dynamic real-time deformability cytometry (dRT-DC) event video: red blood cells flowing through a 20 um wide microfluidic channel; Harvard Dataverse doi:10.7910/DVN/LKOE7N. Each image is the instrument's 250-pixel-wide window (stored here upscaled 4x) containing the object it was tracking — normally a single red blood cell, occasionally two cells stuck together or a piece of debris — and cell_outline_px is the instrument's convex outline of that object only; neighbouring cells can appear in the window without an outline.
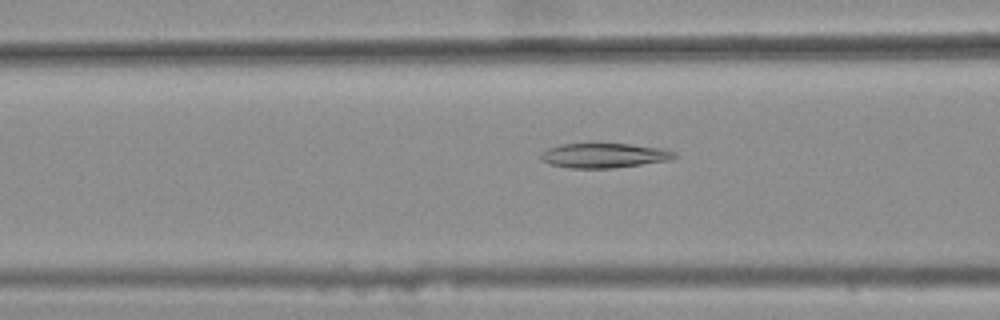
{"species": "common noctule bat (a hibernating species)", "species_latin": "Nyctalus noctula", "temperature_condition": "warm", "stored_images_in_passage": 36, "camera_frame_rate_fps": 3000, "um_per_image_px": 0.085, "animal": {"sex": "female", "body_mass_g": 25.1}, "frame": {"image": 1, "passage_image": 8, "time_ms": 2.333, "image_size_px": [1000, 320], "cell_outline_px": [[676, 156], [668, 160], [612, 168], [568, 168], [548, 164], [540, 156], [540, 152], [548, 148], [560, 144], [592, 140], [632, 144], [660, 148], [676, 152]], "centroid_in_image_um": [51.26, 13.16], "position_along_channel_um": 115.3, "area_um2": 20.06}}
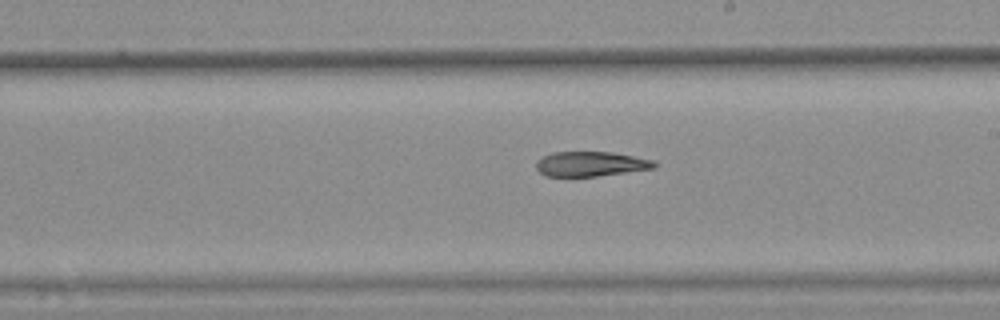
{"frame": {"image": 2, "passage_image": 18, "time_ms": 5.667, "image_size_px": [1000, 320], "cell_outline_px": [[656, 168], [596, 176], [544, 176], [536, 168], [536, 160], [552, 152], [612, 152], [656, 160]], "centroid_in_image_um": [50.22, 13.93], "position_along_channel_um": 238.8, "area_um2": 17.11}}
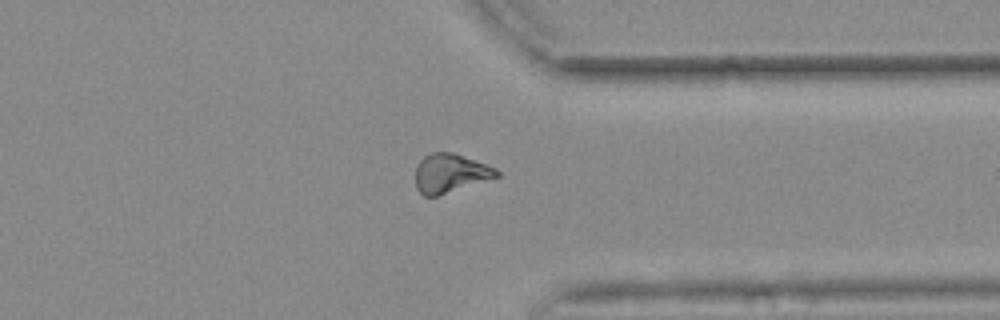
{"frame": {"image": 3, "passage_image": 29, "time_ms": 9.333, "image_size_px": [1000, 320], "cell_outline_px": [[500, 176], [436, 196], [424, 196], [416, 188], [416, 164], [424, 156], [432, 152], [452, 152], [496, 168], [500, 172]], "centroid_in_image_um": [38.25, 14.72], "position_along_channel_um": 373.1, "area_um2": 18.21}, "authors_computed_cell_mechanics": {"area_um2": 18.496, "velocity_mm_per_s": 3.7166, "shape_relaxation_time_tau1_ms": null, "shape_relaxation_time_tau2_ms": 6.9753, "deformation_change_tau1": null, "deformation_change_tau2": 0.1343}}